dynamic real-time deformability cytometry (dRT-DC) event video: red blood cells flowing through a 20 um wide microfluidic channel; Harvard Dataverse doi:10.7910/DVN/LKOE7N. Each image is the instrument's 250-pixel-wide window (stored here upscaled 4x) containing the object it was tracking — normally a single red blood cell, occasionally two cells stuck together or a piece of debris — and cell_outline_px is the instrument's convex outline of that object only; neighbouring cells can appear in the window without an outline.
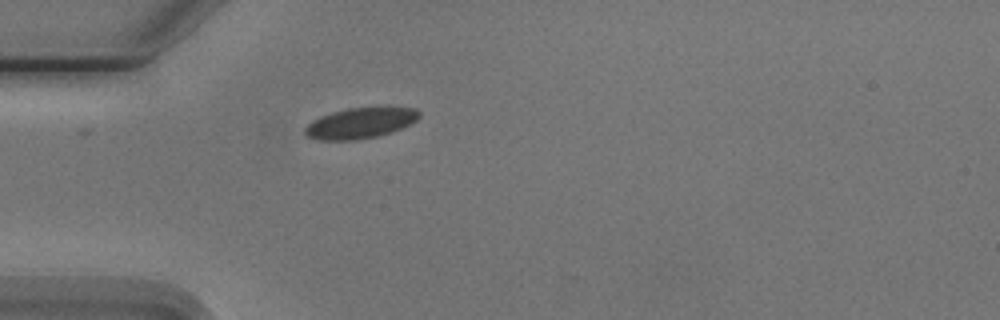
{"species": "Egyptian fruit bat (a non-hibernating species)", "species_latin": "Rousettus aegyptiacus", "temperature_condition": "cold", "stored_images_in_passage": 5, "camera_frame_rate_fps": 3000, "um_per_image_px": 0.085, "animal": {"sex": "male"}, "frame": {"image": 1, "passage_image": 5, "time_ms": 5.667, "image_size_px": [1000, 320], "cell_outline_px": [[420, 116], [412, 124], [392, 132], [376, 136], [352, 140], [320, 140], [308, 136], [304, 132], [304, 128], [312, 120], [320, 116], [332, 112], [348, 108], [380, 104], [388, 104], [416, 108], [420, 112]], "centroid_in_image_um": [30.72, 10.39], "position_along_channel_um": 54.3, "area_um2": 21.33}}